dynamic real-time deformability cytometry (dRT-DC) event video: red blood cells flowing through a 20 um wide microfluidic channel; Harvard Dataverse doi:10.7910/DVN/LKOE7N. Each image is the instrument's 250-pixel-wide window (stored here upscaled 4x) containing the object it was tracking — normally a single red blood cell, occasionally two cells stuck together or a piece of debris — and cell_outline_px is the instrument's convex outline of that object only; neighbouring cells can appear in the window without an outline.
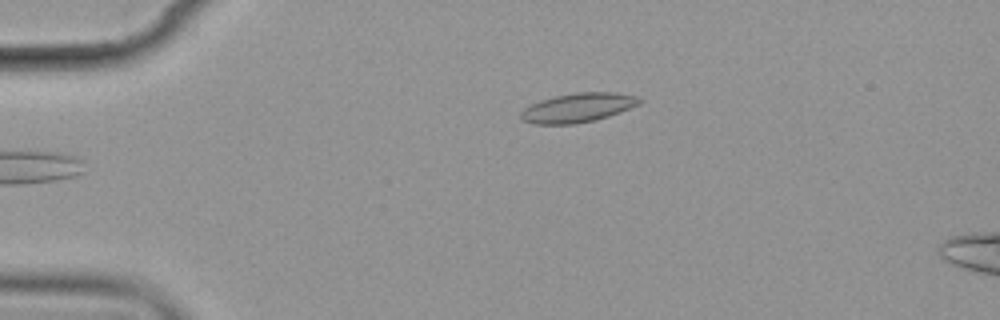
{"species": "common noctule bat (a hibernating species)", "species_latin": "Nyctalus noctula", "temperature_condition": "cold", "stored_images_in_passage": 4, "camera_frame_rate_fps": 3000, "um_per_image_px": 0.085, "animal": {"sex": "female", "body_mass_g": 19.9}, "frame": {"image": 1, "passage_image": 1, "time_ms": 0.0, "image_size_px": [1000, 320], "cell_outline_px": [[644, 100], [640, 104], [620, 112], [596, 120], [572, 124], [532, 124], [524, 120], [520, 116], [520, 112], [524, 108], [540, 100], [556, 96], [576, 92], [616, 92], [640, 96]], "centroid_in_image_um": [49.17, 9.14], "position_along_channel_um": 35.8, "area_um2": 20.29}}
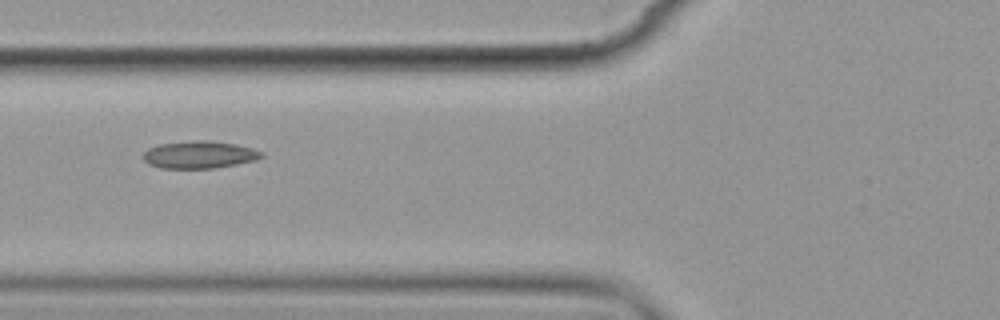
{"frame": {"image": 2, "passage_image": 4, "time_ms": 3.333, "image_size_px": [1000, 320], "cell_outline_px": [[264, 156], [256, 160], [216, 168], [160, 168], [148, 164], [140, 156], [148, 148], [160, 144], [196, 140], [208, 140], [236, 144], [252, 148], [264, 152]], "centroid_in_image_um": [16.94, 13.15], "position_along_channel_um": 108.9, "area_um2": 19.02}}